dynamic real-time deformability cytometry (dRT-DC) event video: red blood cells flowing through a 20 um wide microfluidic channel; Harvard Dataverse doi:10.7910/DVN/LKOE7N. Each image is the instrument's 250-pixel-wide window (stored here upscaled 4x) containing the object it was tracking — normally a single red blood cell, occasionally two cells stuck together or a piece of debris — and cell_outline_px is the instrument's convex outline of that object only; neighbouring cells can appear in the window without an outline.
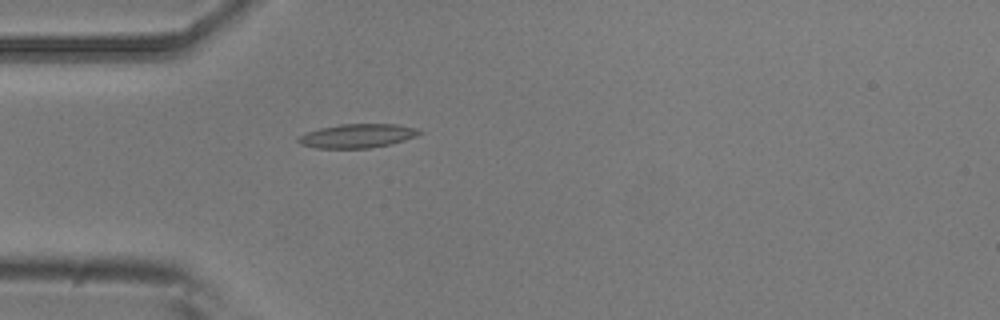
{"species": "common noctule bat (a hibernating species)", "species_latin": "Nyctalus noctula", "temperature_condition": "room temperature", "stored_images_in_passage": 1, "camera_frame_rate_fps": 3000, "um_per_image_px": 0.085, "animal": {"sex": "male", "body_mass_g": 20.5, "forearm_length_mm": 52.5}, "frame": {"image": 1, "passage_image": 1, "time_ms": 0.0, "image_size_px": [1000, 320], "cell_outline_px": [[424, 132], [416, 136], [392, 144], [368, 148], [316, 148], [300, 144], [296, 140], [300, 136], [308, 132], [320, 128], [340, 124], [396, 124], [416, 128]], "centroid_in_image_um": [30.39, 11.55], "position_along_channel_um": 54.6, "area_um2": 16.82}}